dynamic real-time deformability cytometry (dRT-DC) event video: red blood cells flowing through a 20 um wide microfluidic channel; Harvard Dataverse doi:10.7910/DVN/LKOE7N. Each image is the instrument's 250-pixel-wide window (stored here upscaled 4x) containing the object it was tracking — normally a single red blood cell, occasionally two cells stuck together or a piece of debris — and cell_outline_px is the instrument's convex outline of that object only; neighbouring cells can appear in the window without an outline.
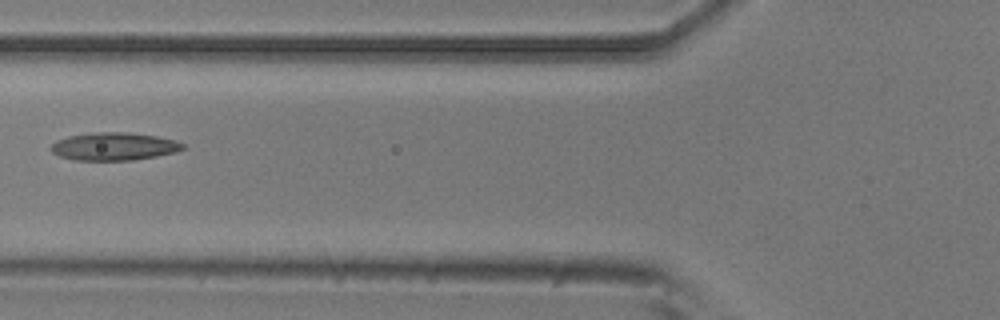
{"species": "common noctule bat (a hibernating species)", "species_latin": "Nyctalus noctula", "temperature_condition": "room temperature", "stored_images_in_passage": 4, "camera_frame_rate_fps": 3000, "um_per_image_px": 0.085, "animal": {"sex": "male", "body_mass_g": 20.5, "forearm_length_mm": 52.5}, "frame": {"image": 1, "passage_image": 3, "time_ms": 0.667, "image_size_px": [1000, 320], "cell_outline_px": [[188, 148], [176, 152], [156, 156], [132, 160], [76, 160], [60, 156], [52, 152], [48, 148], [56, 140], [68, 136], [96, 132], [128, 132], [156, 136], [176, 140], [184, 144]], "centroid_in_image_um": [9.71, 12.44], "position_along_channel_um": 116.1, "area_um2": 21.5}}
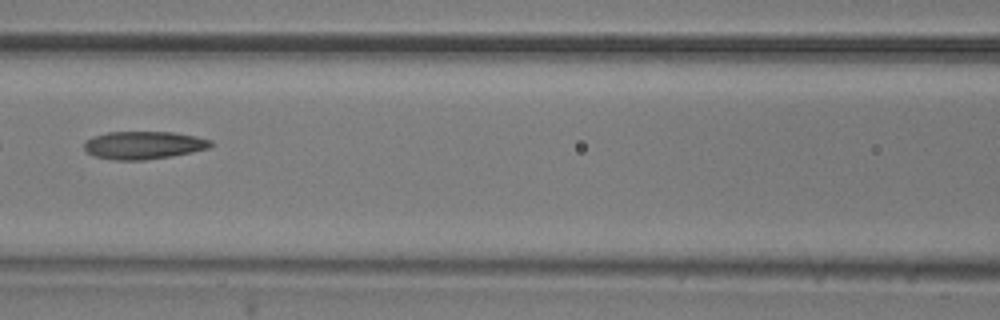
{"frame": {"image": 2, "passage_image": 4, "time_ms": 1.0, "image_size_px": [1000, 320], "cell_outline_px": [[216, 144], [208, 148], [192, 152], [172, 156], [144, 160], [112, 160], [96, 156], [88, 152], [84, 148], [84, 140], [92, 136], [108, 132], [172, 132], [196, 136], [212, 140]], "centroid_in_image_um": [12.22, 12.33], "position_along_channel_um": 154.4, "area_um2": 20.69}}